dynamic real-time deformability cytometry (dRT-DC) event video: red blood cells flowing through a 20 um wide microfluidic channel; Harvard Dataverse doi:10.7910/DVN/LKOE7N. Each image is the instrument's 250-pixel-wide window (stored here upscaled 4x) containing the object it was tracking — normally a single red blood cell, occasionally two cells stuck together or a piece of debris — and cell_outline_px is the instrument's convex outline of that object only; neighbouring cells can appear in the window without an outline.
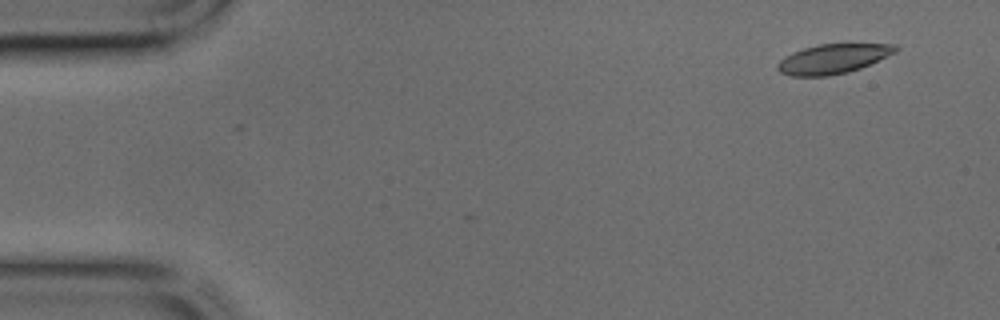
{"species": "common noctule bat (a hibernating species)", "species_latin": "Nyctalus noctula", "temperature_condition": "cold", "stored_images_in_passage": 4, "camera_frame_rate_fps": 3000, "um_per_image_px": 0.085, "animal": {"sex": "male", "body_mass_g": 17.9, "forearm_length_mm": 54.2}, "frame": {"image": 1, "passage_image": 1, "time_ms": 0.0, "image_size_px": [1000, 320], "cell_outline_px": [[900, 48], [896, 52], [860, 68], [848, 72], [828, 76], [792, 76], [780, 72], [776, 68], [776, 64], [784, 56], [792, 52], [804, 48], [820, 44], [896, 44]], "centroid_in_image_um": [70.78, 5.0], "position_along_channel_um": 14.2, "area_um2": 20.29}}